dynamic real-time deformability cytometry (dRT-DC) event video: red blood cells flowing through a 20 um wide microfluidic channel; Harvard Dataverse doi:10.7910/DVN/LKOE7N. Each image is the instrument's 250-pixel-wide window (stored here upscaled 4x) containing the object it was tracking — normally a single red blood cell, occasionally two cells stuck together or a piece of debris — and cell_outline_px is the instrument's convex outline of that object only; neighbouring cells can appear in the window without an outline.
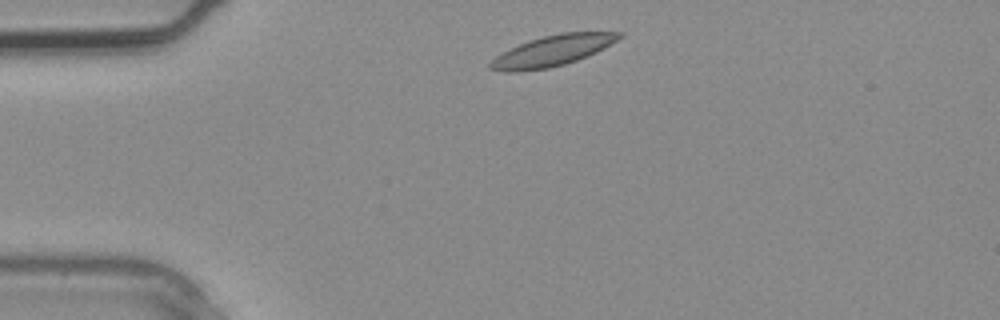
{"species": "common noctule bat (a hibernating species)", "species_latin": "Nyctalus noctula", "temperature_condition": "warm", "stored_images_in_passage": 2, "camera_frame_rate_fps": 3000, "um_per_image_px": 0.085, "animal": {"sex": "male", "body_mass_g": 20.4}, "frame": {"image": 1, "passage_image": 1, "time_ms": 0.0, "image_size_px": [1000, 320], "cell_outline_px": [[624, 36], [596, 52], [576, 60], [564, 64], [548, 68], [516, 72], [504, 72], [488, 68], [488, 64], [496, 56], [520, 44], [544, 36], [560, 32], [624, 32]], "centroid_in_image_um": [46.96, 4.32], "position_along_channel_um": 38.0, "area_um2": 22.72}}